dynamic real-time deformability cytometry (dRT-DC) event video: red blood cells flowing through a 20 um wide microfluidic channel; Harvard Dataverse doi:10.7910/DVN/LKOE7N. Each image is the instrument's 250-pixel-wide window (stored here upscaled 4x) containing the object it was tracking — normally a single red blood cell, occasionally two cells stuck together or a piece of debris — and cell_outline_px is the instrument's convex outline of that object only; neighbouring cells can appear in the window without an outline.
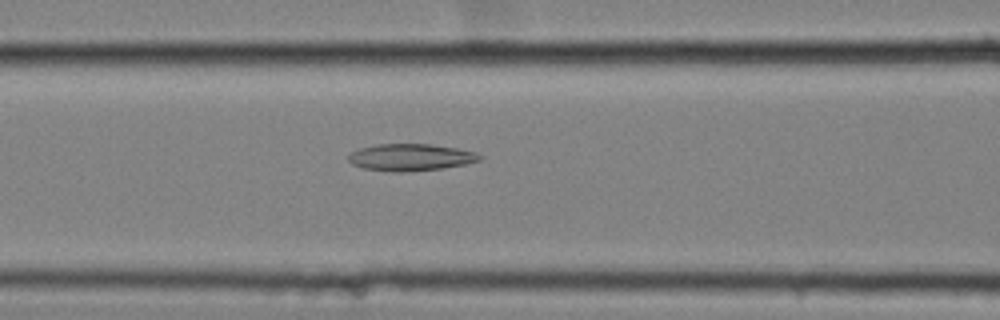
{"species": "common noctule bat (a hibernating species)", "species_latin": "Nyctalus noctula", "temperature_condition": "cold", "stored_images_in_passage": 45, "camera_frame_rate_fps": 3000, "um_per_image_px": 0.085, "animal": {"sex": "female", "body_mass_g": 25.1}, "frame": {"image": 1, "passage_image": 12, "time_ms": 3.667, "image_size_px": [1000, 320], "cell_outline_px": [[484, 160], [464, 164], [440, 168], [400, 172], [364, 168], [352, 164], [348, 160], [348, 156], [352, 152], [360, 148], [376, 144], [432, 144], [456, 148], [476, 152], [484, 156]], "centroid_in_image_um": [34.94, 13.35], "position_along_channel_um": 131.7, "area_um2": 20.46}}
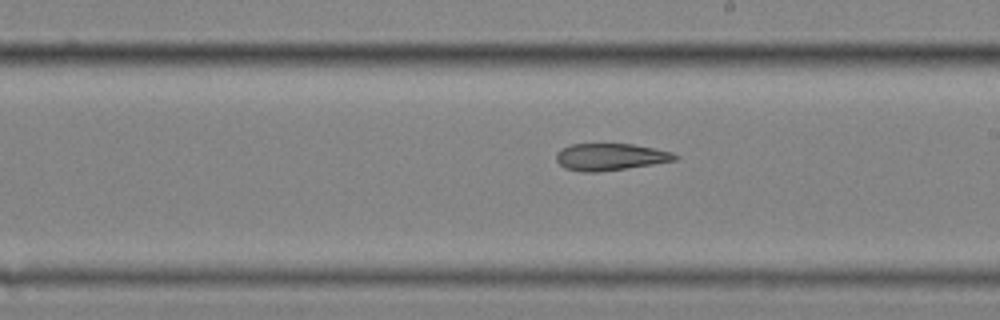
{"frame": {"image": 2, "passage_image": 21, "time_ms": 6.667, "image_size_px": [1000, 320], "cell_outline_px": [[680, 156], [676, 160], [652, 164], [596, 172], [584, 172], [564, 168], [556, 160], [556, 152], [560, 148], [568, 144], [632, 144], [672, 152]], "centroid_in_image_um": [51.83, 13.32], "position_along_channel_um": 237.2, "area_um2": 18.55}}
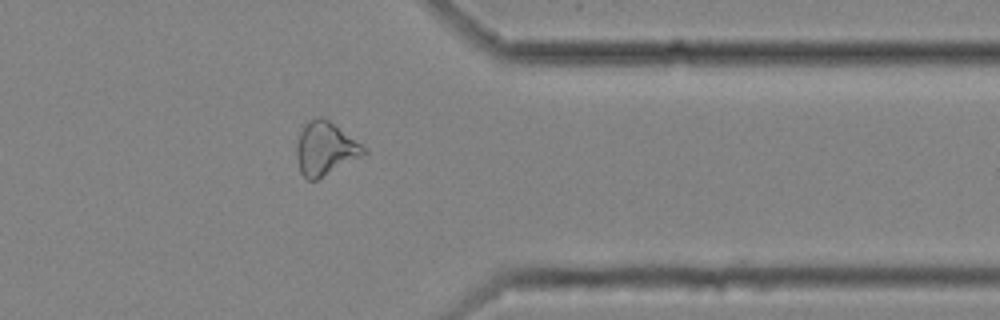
{"frame": {"image": 3, "passage_image": 34, "time_ms": 11.0, "image_size_px": [1000, 320], "cell_outline_px": [[368, 152], [316, 180], [308, 180], [300, 172], [296, 156], [296, 148], [300, 132], [304, 124], [308, 120], [316, 116], [320, 116], [328, 120], [368, 148]], "centroid_in_image_um": [27.63, 12.61], "position_along_channel_um": 383.8, "area_um2": 20.69}, "authors_computed_cell_mechanics": {"area_um2": 20.4612, "velocity_mm_per_s": 3.5255, "shape_relaxation_time_tau1_ms": null, "shape_relaxation_time_tau2_ms": 5.8059, "deformation_change_tau1": null, "deformation_change_tau2": 0.1516}}